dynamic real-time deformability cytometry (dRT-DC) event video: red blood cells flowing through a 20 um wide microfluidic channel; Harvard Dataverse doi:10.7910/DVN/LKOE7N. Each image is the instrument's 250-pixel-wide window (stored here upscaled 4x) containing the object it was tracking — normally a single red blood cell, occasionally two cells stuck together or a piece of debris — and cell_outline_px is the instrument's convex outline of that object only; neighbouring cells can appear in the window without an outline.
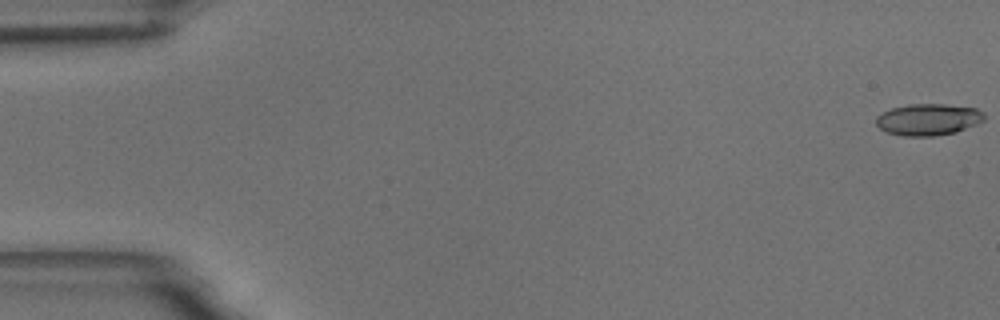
{"species": "common noctule bat (a hibernating species)", "species_latin": "Nyctalus noctula", "temperature_condition": "room temperature", "stored_images_in_passage": 56, "camera_frame_rate_fps": 3000, "um_per_image_px": 0.085, "animal": {"sex": "male", "body_mass_g": 18.8}, "frame": {"image": 1, "passage_image": 1, "time_ms": 0.0, "image_size_px": [1000, 320], "cell_outline_px": [[984, 120], [976, 124], [956, 132], [936, 136], [904, 136], [888, 132], [880, 128], [876, 124], [876, 116], [892, 108], [908, 104], [944, 104], [976, 108], [984, 112]], "centroid_in_image_um": [78.91, 10.15], "position_along_channel_um": 6.1, "area_um2": 19.88}}
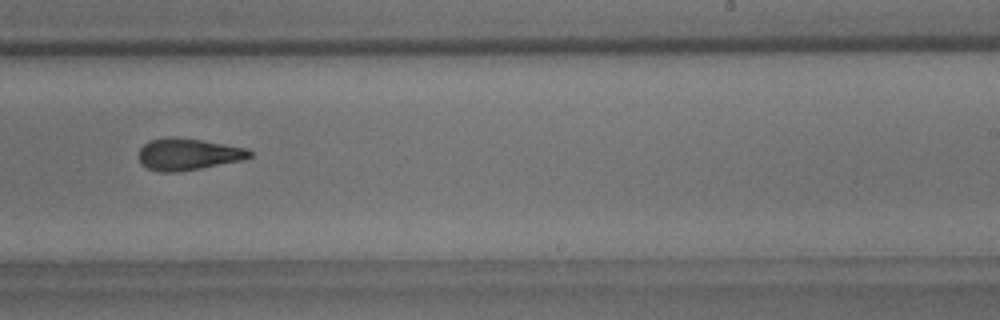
{"frame": {"image": 2, "passage_image": 35, "time_ms": 11.333, "image_size_px": [1000, 320], "cell_outline_px": [[252, 156], [244, 160], [200, 168], [176, 172], [160, 172], [148, 168], [140, 164], [136, 156], [140, 148], [144, 144], [152, 140], [168, 136], [200, 140], [248, 148], [252, 152]], "centroid_in_image_um": [15.96, 13.11], "position_along_channel_um": 273.0, "area_um2": 20.63}}
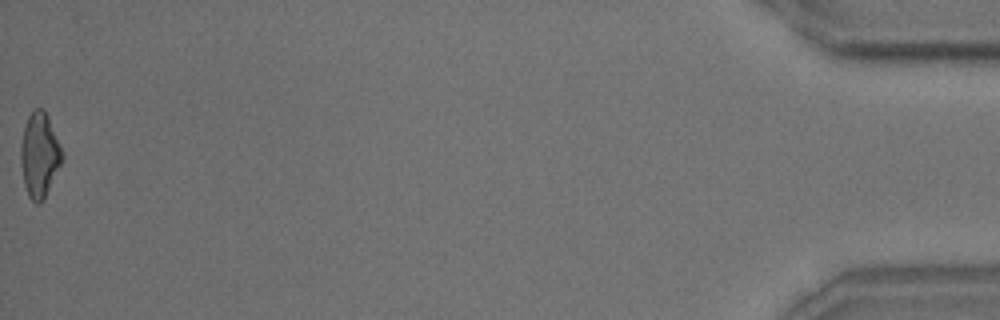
{"frame": {"image": 3, "passage_image": 56, "time_ms": 18.333, "image_size_px": [1000, 320], "cell_outline_px": [[64, 156], [44, 200], [40, 204], [36, 204], [28, 196], [24, 184], [20, 160], [20, 144], [24, 124], [32, 108], [44, 108], [48, 116], [64, 152]], "centroid_in_image_um": [3.35, 13.14], "position_along_channel_um": 431.8, "area_um2": 20.81}, "authors_computed_cell_mechanics": {"area_um2": 20.3167, "velocity_mm_per_s": 3.6816, "shape_relaxation_time_tau1_ms": 9.4412, "shape_relaxation_time_tau2_ms": 3.0586, "deformation_change_tau1": 0.2351, "deformation_change_tau2": 0.1263}}